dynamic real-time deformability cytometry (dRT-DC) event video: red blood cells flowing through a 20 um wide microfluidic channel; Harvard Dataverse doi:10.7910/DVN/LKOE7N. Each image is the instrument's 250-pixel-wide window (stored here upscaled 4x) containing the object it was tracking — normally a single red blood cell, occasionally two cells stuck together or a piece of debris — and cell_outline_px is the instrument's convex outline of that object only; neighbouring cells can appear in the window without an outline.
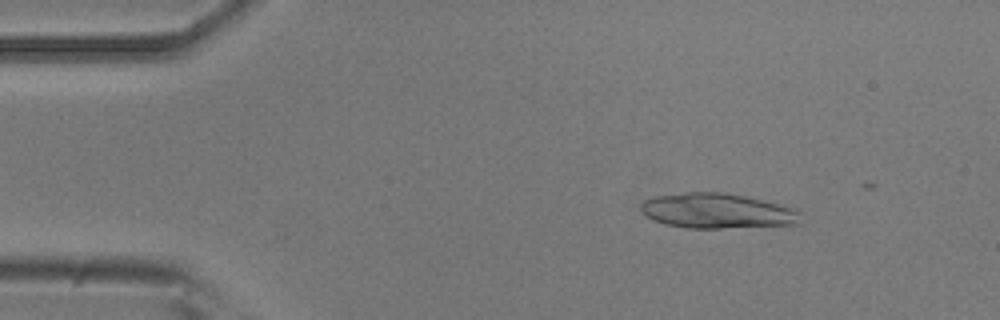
{"species": "common noctule bat (a hibernating species)", "species_latin": "Nyctalus noctula", "temperature_condition": "room temperature", "stored_images_in_passage": 4, "camera_frame_rate_fps": 3000, "um_per_image_px": 0.085, "animal": {"sex": "male", "body_mass_g": 20.5, "forearm_length_mm": 52.5}, "frame": {"image": 1, "passage_image": 2, "time_ms": 0.333, "image_size_px": [1000, 320], "cell_outline_px": [[804, 224], [720, 228], [684, 228], [664, 224], [644, 216], [640, 208], [640, 204], [644, 200], [656, 196], [688, 192], [724, 192], [744, 196], [796, 208], [800, 212]], "centroid_in_image_um": [60.98, 17.94], "position_along_channel_um": 24.0, "area_um2": 32.95}}